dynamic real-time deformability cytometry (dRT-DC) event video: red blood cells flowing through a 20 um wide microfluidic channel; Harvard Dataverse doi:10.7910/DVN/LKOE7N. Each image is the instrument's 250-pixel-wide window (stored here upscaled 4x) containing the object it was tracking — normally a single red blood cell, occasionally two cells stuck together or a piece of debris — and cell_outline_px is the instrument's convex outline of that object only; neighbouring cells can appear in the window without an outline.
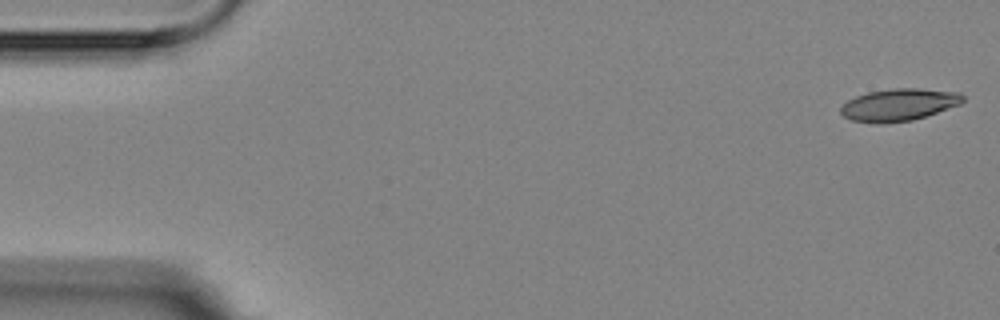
{"species": "Egyptian fruit bat (a non-hibernating species)", "species_latin": "Rousettus aegyptiacus", "temperature_condition": "room temperature", "stored_images_in_passage": 5, "segment_of_instrument_passage": [1, 2], "camera_frame_rate_fps": 3000, "um_per_image_px": 0.085, "animal": {"sex": "female"}, "frame": {"image": 1, "passage_image": 1, "time_ms": 0.0, "image_size_px": [1000, 320], "cell_outline_px": [[964, 100], [960, 104], [912, 120], [884, 124], [872, 124], [852, 120], [844, 116], [840, 112], [840, 108], [848, 100], [856, 96], [868, 92], [892, 88], [916, 88], [960, 92], [964, 96]], "centroid_in_image_um": [76.38, 8.91], "position_along_channel_um": 8.6, "area_um2": 22.95}}
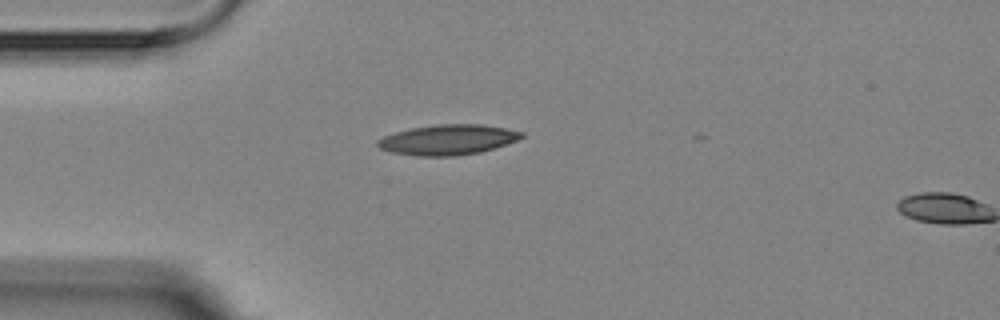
{"frame": {"image": 2, "passage_image": 4, "time_ms": 4.333, "image_size_px": [1000, 320], "cell_outline_px": [[524, 136], [516, 140], [480, 152], [452, 156], [416, 156], [392, 152], [380, 148], [376, 144], [376, 140], [384, 136], [396, 132], [412, 128], [436, 124], [480, 124], [504, 128], [524, 132]], "centroid_in_image_um": [38.03, 11.87], "position_along_channel_um": 47.0, "area_um2": 25.09}}